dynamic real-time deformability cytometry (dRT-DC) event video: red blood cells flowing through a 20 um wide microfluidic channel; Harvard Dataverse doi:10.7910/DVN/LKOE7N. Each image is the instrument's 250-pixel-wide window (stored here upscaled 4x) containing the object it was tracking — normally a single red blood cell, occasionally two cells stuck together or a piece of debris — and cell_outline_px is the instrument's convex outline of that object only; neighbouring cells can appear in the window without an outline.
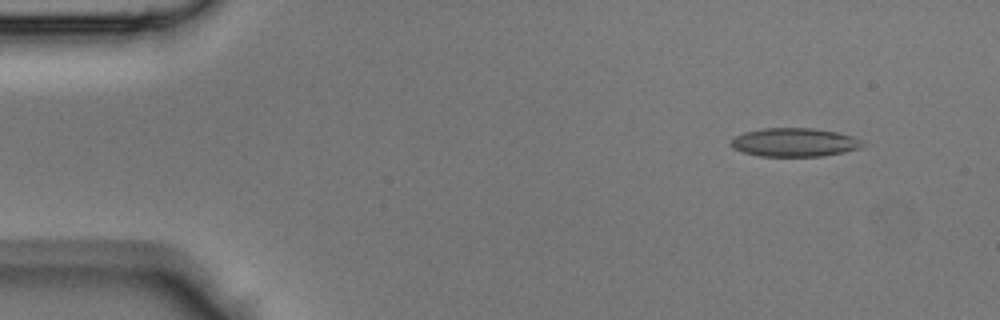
{"species": "Egyptian fruit bat (a non-hibernating species)", "species_latin": "Rousettus aegyptiacus", "temperature_condition": "room temperature", "stored_images_in_passage": 44, "camera_frame_rate_fps": 3000, "um_per_image_px": 0.085, "animal": {"sex": "male"}, "frame": {"image": 1, "passage_image": 4, "time_ms": 1.0, "image_size_px": [1000, 320], "cell_outline_px": [[868, 144], [860, 148], [844, 152], [820, 156], [760, 156], [744, 152], [732, 148], [728, 144], [736, 136], [744, 132], [760, 128], [812, 128], [836, 132], [852, 136]], "centroid_in_image_um": [67.52, 12.1], "position_along_channel_um": 17.5, "area_um2": 21.96}}
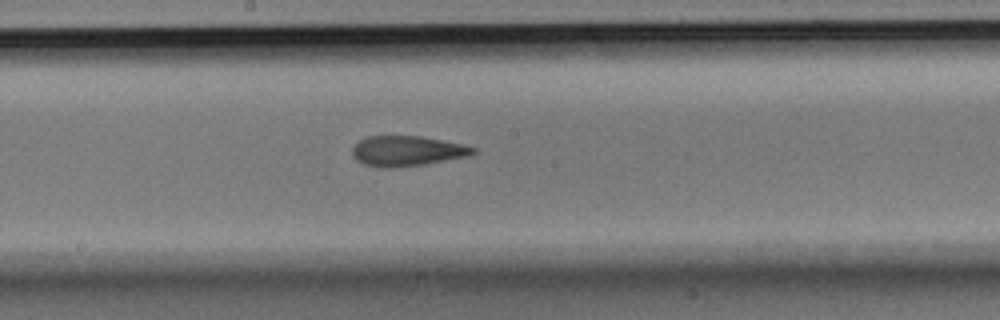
{"frame": {"image": 2, "passage_image": 23, "time_ms": 7.333, "image_size_px": [1000, 320], "cell_outline_px": [[476, 152], [468, 156], [424, 164], [392, 168], [384, 168], [364, 164], [356, 160], [352, 156], [352, 148], [360, 140], [368, 136], [420, 136], [464, 144], [476, 148]], "centroid_in_image_um": [34.59, 12.83], "position_along_channel_um": 213.6, "area_um2": 21.21}}
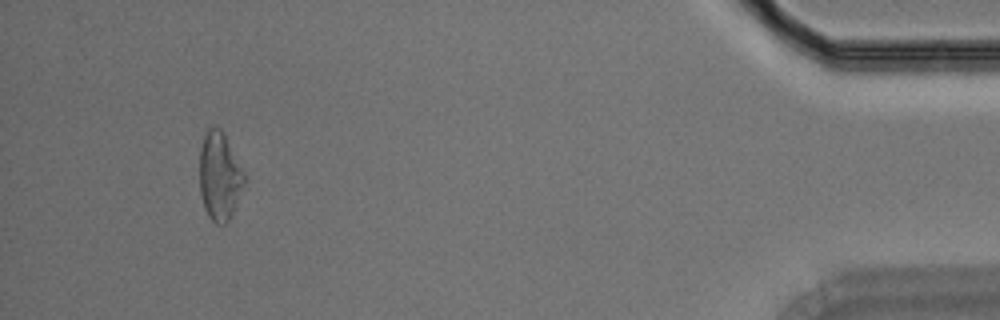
{"frame": {"image": 3, "passage_image": 41, "time_ms": 13.333, "image_size_px": [1000, 320], "cell_outline_px": [[244, 184], [232, 212], [228, 220], [224, 224], [216, 224], [208, 216], [204, 208], [200, 192], [200, 148], [204, 136], [208, 128], [220, 128], [224, 132], [244, 172]], "centroid_in_image_um": [18.65, 14.96], "position_along_channel_um": 416.6, "area_um2": 22.66}}